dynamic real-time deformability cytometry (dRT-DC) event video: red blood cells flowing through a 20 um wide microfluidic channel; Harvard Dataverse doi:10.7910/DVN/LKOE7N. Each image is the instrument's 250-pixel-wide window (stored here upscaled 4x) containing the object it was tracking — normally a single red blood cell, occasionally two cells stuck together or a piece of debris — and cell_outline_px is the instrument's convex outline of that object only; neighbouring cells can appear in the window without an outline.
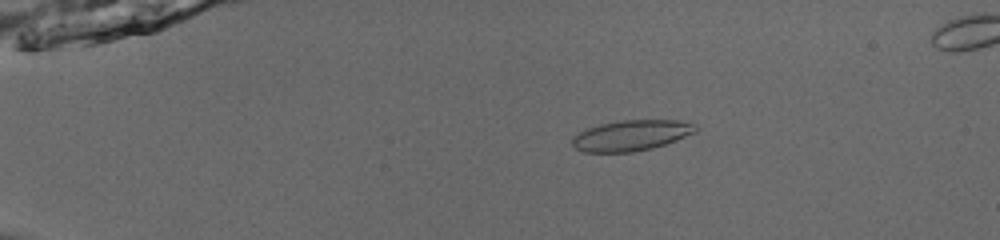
{"species": "common noctule bat (a hibernating species)", "species_latin": "Nyctalus noctula", "temperature_condition": "room temperature", "stored_images_in_passage": 32, "camera_frame_rate_fps": 3000, "um_per_image_px": 0.085, "animal": {"sex": "male", "body_mass_g": 13.0, "forearm_length_mm": 53.1}, "frame": {"image": 1, "passage_image": 12, "time_ms": 3.667, "image_size_px": [1000, 240], "cell_outline_px": [[700, 128], [696, 132], [676, 140], [652, 148], [632, 152], [584, 152], [576, 148], [572, 144], [572, 140], [580, 132], [588, 128], [600, 124], [620, 120], [676, 120], [696, 124]], "centroid_in_image_um": [53.7, 11.5], "position_along_channel_um": 31.3, "area_um2": 21.91}}
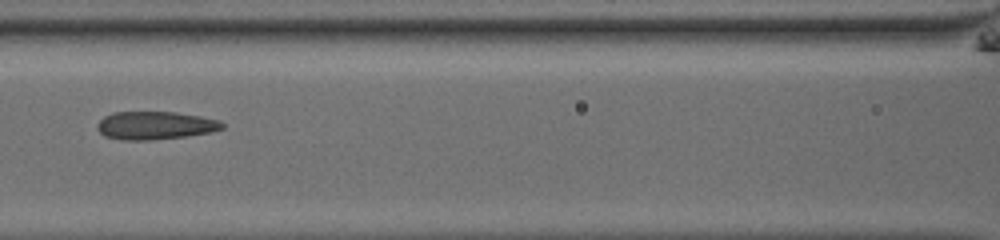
{"frame": {"image": 2, "passage_image": 27, "time_ms": 8.667, "image_size_px": [1000, 240], "cell_outline_px": [[224, 128], [212, 132], [188, 136], [152, 140], [120, 140], [104, 136], [96, 128], [96, 124], [104, 116], [112, 112], [176, 112], [200, 116], [220, 120], [224, 124]], "centroid_in_image_um": [13.18, 10.67], "position_along_channel_um": 153.4, "area_um2": 20.69}}
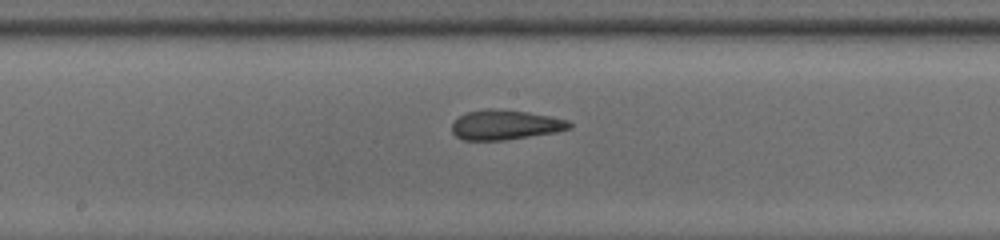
{"frame": {"image": 3, "passage_image": 31, "time_ms": 10.0, "image_size_px": [1000, 240], "cell_outline_px": [[572, 128], [556, 132], [504, 140], [464, 140], [456, 136], [452, 132], [452, 124], [460, 116], [468, 112], [488, 108], [492, 108], [528, 112], [568, 120], [572, 124]], "centroid_in_image_um": [42.96, 10.61], "position_along_channel_um": 205.2, "area_um2": 20.23}}